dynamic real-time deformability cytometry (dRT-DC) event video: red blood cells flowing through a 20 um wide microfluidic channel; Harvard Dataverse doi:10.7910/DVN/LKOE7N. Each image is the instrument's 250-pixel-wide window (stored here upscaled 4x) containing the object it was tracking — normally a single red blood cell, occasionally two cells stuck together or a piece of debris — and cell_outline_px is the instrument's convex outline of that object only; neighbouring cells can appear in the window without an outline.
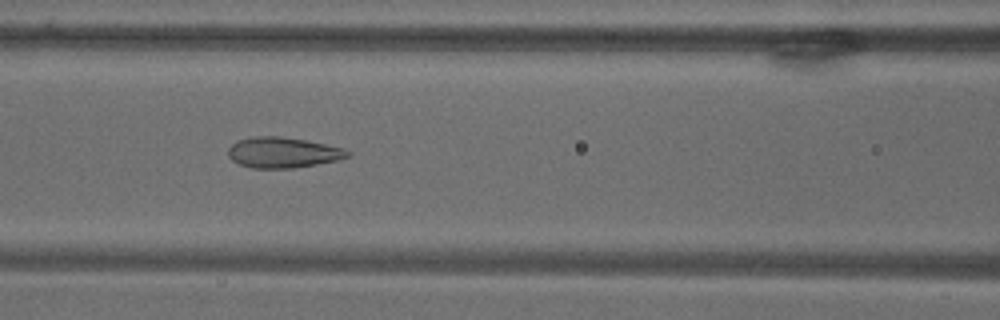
{"species": "common noctule bat (a hibernating species)", "species_latin": "Nyctalus noctula", "temperature_condition": "warm", "stored_images_in_passage": 71, "camera_frame_rate_fps": 3000, "um_per_image_px": 0.085, "animal": {"sex": "male", "body_mass_g": 18.8}, "frame": {"image": 1, "passage_image": 32, "time_ms": 10.333, "image_size_px": [1000, 320], "cell_outline_px": [[352, 156], [340, 160], [292, 168], [252, 168], [240, 164], [232, 160], [228, 156], [228, 148], [236, 140], [252, 136], [280, 136], [304, 140], [344, 148], [352, 152]], "centroid_in_image_um": [24.06, 12.96], "position_along_channel_um": 142.5, "area_um2": 21.44}}
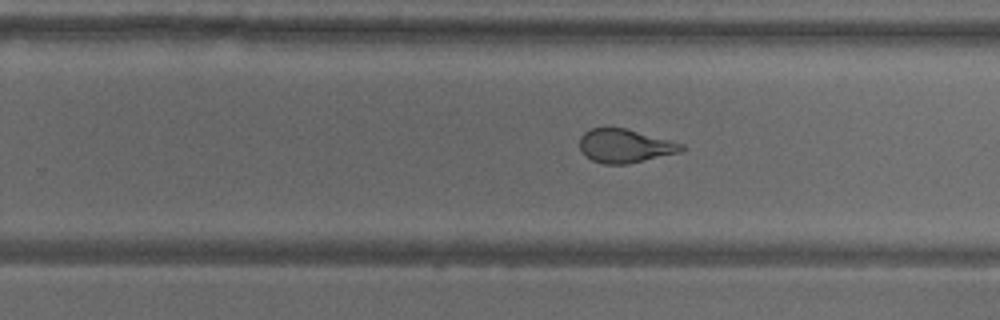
{"frame": {"image": 2, "passage_image": 46, "time_ms": 15.0, "image_size_px": [1000, 320], "cell_outline_px": [[684, 148], [680, 152], [628, 164], [604, 164], [592, 160], [584, 156], [580, 152], [580, 136], [584, 132], [592, 128], [624, 128], [684, 144]], "centroid_in_image_um": [53.08, 12.41], "position_along_channel_um": 276.7, "area_um2": 19.83}}
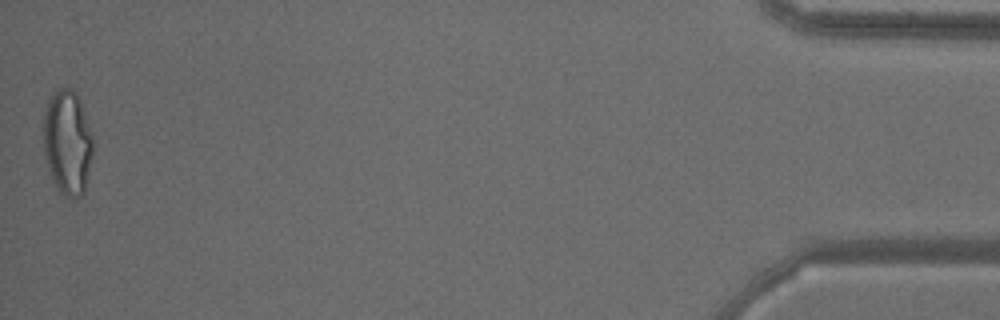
{"frame": {"image": 3, "passage_image": 71, "time_ms": 23.333, "image_size_px": [1000, 320], "cell_outline_px": [[96, 144], [84, 192], [80, 196], [72, 200], [60, 192], [52, 180], [44, 152], [40, 128], [48, 100], [60, 88], [72, 88], [76, 92], [80, 100], [92, 132]], "centroid_in_image_um": [5.74, 12.11], "position_along_channel_um": 429.5, "area_um2": 31.21}}